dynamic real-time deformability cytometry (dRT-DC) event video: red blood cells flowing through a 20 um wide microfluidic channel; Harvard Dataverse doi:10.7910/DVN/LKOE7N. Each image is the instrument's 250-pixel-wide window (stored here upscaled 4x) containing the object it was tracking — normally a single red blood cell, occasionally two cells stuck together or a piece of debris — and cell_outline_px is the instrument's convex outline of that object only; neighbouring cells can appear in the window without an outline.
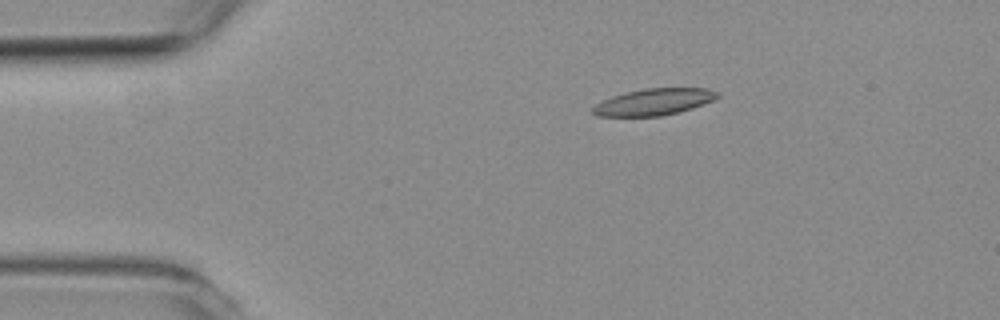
{"species": "common noctule bat (a hibernating species)", "species_latin": "Nyctalus noctula", "temperature_condition": "room temperature", "stored_images_in_passage": 3, "camera_frame_rate_fps": 3000, "um_per_image_px": 0.085, "animal": {"sex": "female", "body_mass_g": 19.3, "forearm_length_mm": 54.1}, "frame": {"image": 1, "passage_image": 1, "time_ms": 0.0, "image_size_px": [1000, 320], "cell_outline_px": [[720, 96], [704, 104], [692, 108], [660, 116], [596, 116], [592, 112], [592, 108], [596, 104], [612, 96], [624, 92], [644, 88], [708, 88], [720, 92]], "centroid_in_image_um": [55.59, 8.65], "position_along_channel_um": 29.4, "area_um2": 19.31}}